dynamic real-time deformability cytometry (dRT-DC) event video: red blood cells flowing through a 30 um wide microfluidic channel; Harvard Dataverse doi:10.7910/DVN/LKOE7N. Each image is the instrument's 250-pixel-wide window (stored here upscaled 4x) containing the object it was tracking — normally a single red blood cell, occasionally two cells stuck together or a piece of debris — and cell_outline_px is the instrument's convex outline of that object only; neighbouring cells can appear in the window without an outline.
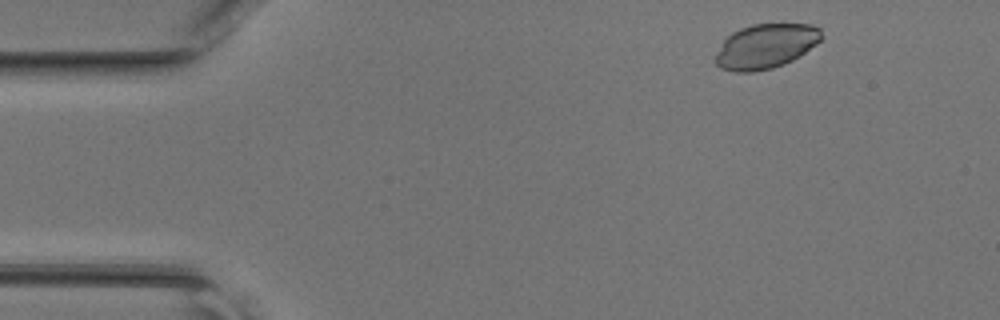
{"species": "common noctule bat (a hibernating species)", "species_latin": "Nyctalus noctula", "temperature_condition": "room temperature", "stored_images_in_passage": 43, "camera_frame_rate_fps": 3000, "um_per_image_px": 0.085, "animal": {"sex": "female", "body_mass_g": 17.0, "forearm_length_mm": 48.0}, "frame": {"image": 1, "passage_image": 2, "time_ms": 0.333, "image_size_px": [1000, 320], "cell_outline_px": [[824, 36], [816, 44], [800, 56], [784, 64], [772, 68], [752, 72], [736, 72], [720, 68], [716, 64], [716, 52], [724, 40], [732, 32], [740, 28], [752, 24], [812, 24], [820, 28]], "centroid_in_image_um": [65.1, 3.92], "position_along_channel_um": 19.9, "area_um2": 27.63}}
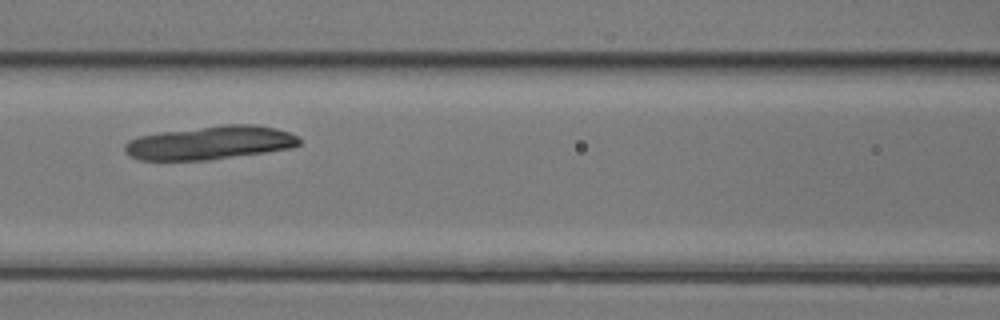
{"frame": {"image": 2, "passage_image": 17, "time_ms": 5.333, "image_size_px": [1000, 320], "cell_outline_px": [[300, 144], [292, 148], [208, 160], [140, 160], [128, 156], [124, 152], [124, 144], [128, 140], [140, 136], [160, 132], [224, 124], [256, 124], [276, 128], [288, 132], [296, 136], [300, 140]], "centroid_in_image_um": [17.83, 12.13], "position_along_channel_um": 148.8, "area_um2": 34.16}}
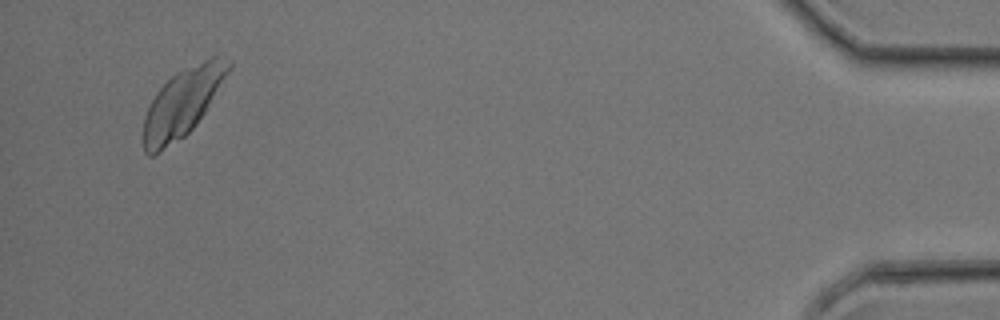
{"frame": {"image": 3, "passage_image": 41, "time_ms": 13.333, "image_size_px": [1000, 320], "cell_outline_px": [[232, 68], [204, 112], [196, 124], [184, 136], [160, 152], [152, 156], [148, 156], [144, 152], [144, 116], [156, 92], [176, 72], [184, 68], [212, 56], [224, 52], [232, 60]], "centroid_in_image_um": [15.56, 8.67], "position_along_channel_um": 419.6, "area_um2": 33.76}}